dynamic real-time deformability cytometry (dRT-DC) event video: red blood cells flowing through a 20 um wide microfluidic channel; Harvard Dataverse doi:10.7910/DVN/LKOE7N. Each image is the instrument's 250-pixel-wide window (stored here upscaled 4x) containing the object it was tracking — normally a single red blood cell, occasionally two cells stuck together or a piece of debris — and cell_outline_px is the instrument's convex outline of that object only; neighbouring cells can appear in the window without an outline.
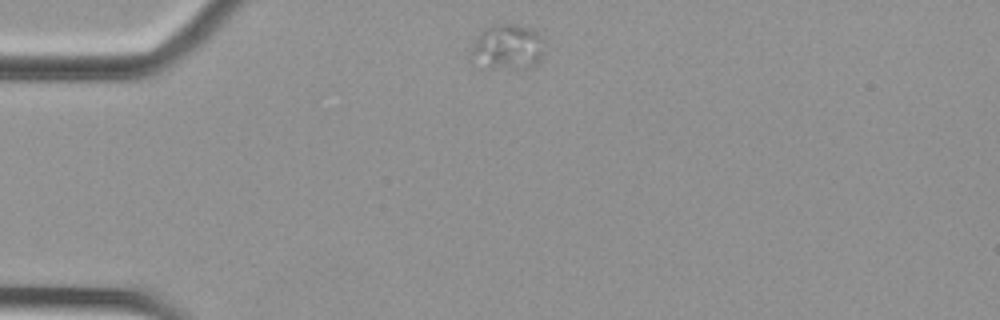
{"species": "Egyptian fruit bat (a non-hibernating species)", "species_latin": "Rousettus aegyptiacus", "temperature_condition": "cold", "stored_images_in_passage": 46, "camera_frame_rate_fps": 3000, "um_per_image_px": 0.085, "animal": {"sex": "female"}, "frame": {"image": 1, "passage_image": 1, "time_ms": 0.0, "image_size_px": [1000, 320], "cell_outline_px": [[540, 60], [536, 64], [528, 68], [488, 68], [472, 52], [472, 44], [492, 24], [500, 20], [516, 24], [528, 28], [536, 32], [540, 36]], "centroid_in_image_um": [43.17, 3.95], "position_along_channel_um": 41.8, "area_um2": 18.5}}
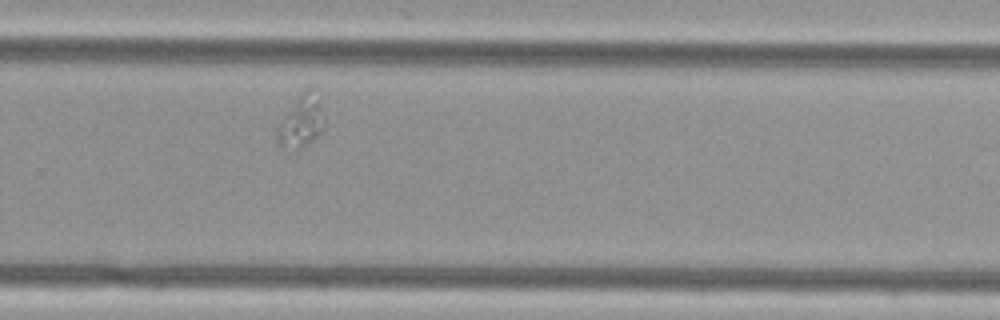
{"frame": {"image": 2, "passage_image": 27, "time_ms": 8.667, "image_size_px": [1000, 320], "cell_outline_px": [[324, 128], [312, 140], [296, 152], [280, 148], [276, 144], [276, 128], [284, 116], [300, 96], [308, 88], [320, 108], [324, 116]], "centroid_in_image_um": [25.52, 10.51], "position_along_channel_um": 304.3, "area_um2": 13.7}}
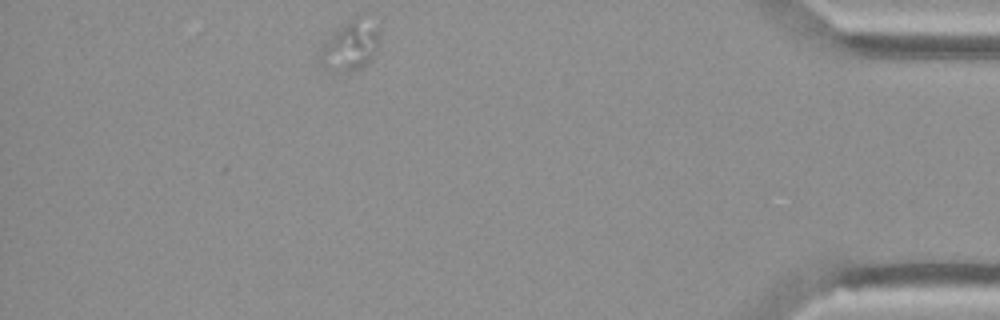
{"frame": {"image": 3, "passage_image": 40, "time_ms": 13.0, "image_size_px": [1000, 320], "cell_outline_px": [[380, 40], [376, 52], [360, 68], [348, 76], [320, 64], [316, 56], [316, 48], [332, 32], [348, 20], [352, 20], [376, 32]], "centroid_in_image_um": [29.57, 4.07], "position_along_channel_um": 405.6, "area_um2": 16.65}}